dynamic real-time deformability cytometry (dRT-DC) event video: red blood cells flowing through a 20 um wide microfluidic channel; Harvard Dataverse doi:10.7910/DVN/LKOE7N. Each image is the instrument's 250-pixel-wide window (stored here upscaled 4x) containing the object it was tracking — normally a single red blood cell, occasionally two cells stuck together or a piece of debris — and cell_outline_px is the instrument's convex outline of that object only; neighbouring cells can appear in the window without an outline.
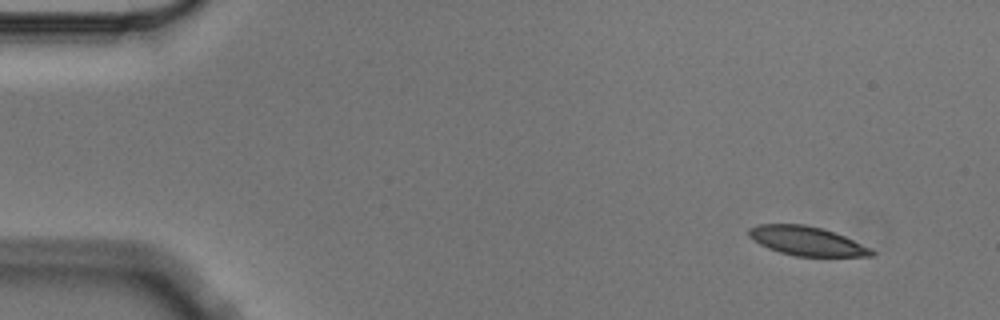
{"species": "Egyptian fruit bat (a non-hibernating species)", "species_latin": "Rousettus aegyptiacus", "temperature_condition": "cold", "stored_images_in_passage": 5, "camera_frame_rate_fps": 3000, "um_per_image_px": 0.085, "animal": {"sex": "male"}, "frame": {"image": 1, "passage_image": 1, "time_ms": 0.0, "image_size_px": [1000, 320], "cell_outline_px": [[876, 252], [872, 256], [796, 256], [780, 252], [768, 248], [752, 240], [748, 236], [748, 228], [760, 224], [804, 224], [820, 228], [844, 236], [872, 248]], "centroid_in_image_um": [68.56, 20.48], "position_along_channel_um": 16.4, "area_um2": 20.69}}
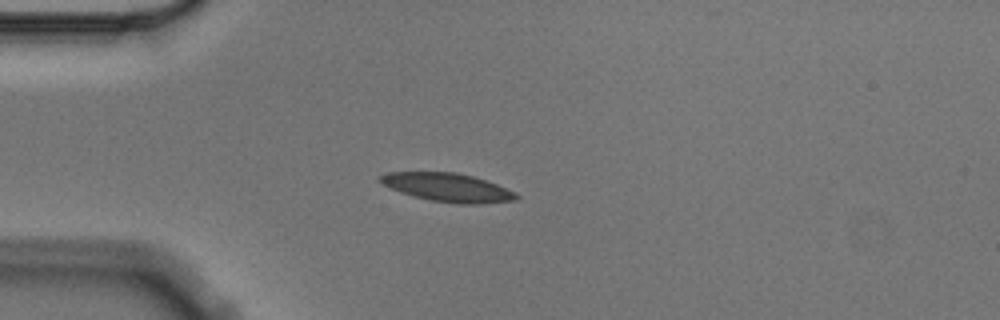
{"frame": {"image": 2, "passage_image": 4, "time_ms": 1.0, "image_size_px": [1000, 320], "cell_outline_px": [[520, 196], [516, 200], [476, 204], [460, 204], [432, 200], [412, 196], [400, 192], [380, 184], [376, 180], [376, 176], [388, 172], [456, 172], [472, 176], [496, 184], [516, 192]], "centroid_in_image_um": [37.98, 15.92], "position_along_channel_um": 47.0, "area_um2": 22.72}}
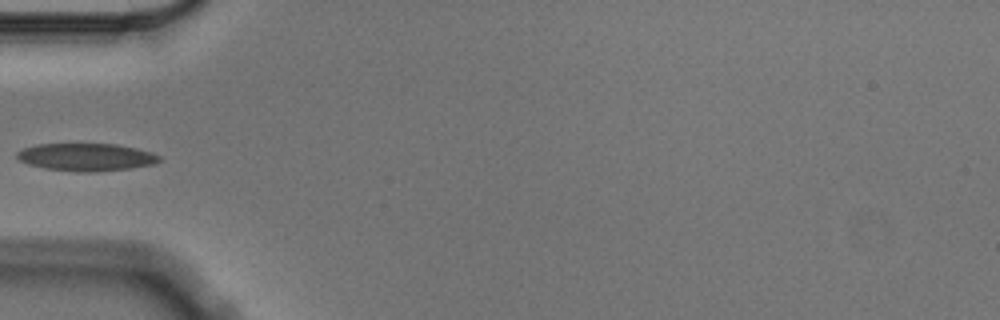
{"frame": {"image": 3, "passage_image": 5, "time_ms": 1.333, "image_size_px": [1000, 320], "cell_outline_px": [[160, 160], [152, 164], [132, 168], [96, 172], [80, 172], [44, 168], [28, 164], [20, 160], [16, 156], [16, 152], [24, 148], [36, 144], [116, 144], [136, 148], [152, 152], [160, 156]], "centroid_in_image_um": [7.32, 13.35], "position_along_channel_um": 77.7, "area_um2": 22.89}}